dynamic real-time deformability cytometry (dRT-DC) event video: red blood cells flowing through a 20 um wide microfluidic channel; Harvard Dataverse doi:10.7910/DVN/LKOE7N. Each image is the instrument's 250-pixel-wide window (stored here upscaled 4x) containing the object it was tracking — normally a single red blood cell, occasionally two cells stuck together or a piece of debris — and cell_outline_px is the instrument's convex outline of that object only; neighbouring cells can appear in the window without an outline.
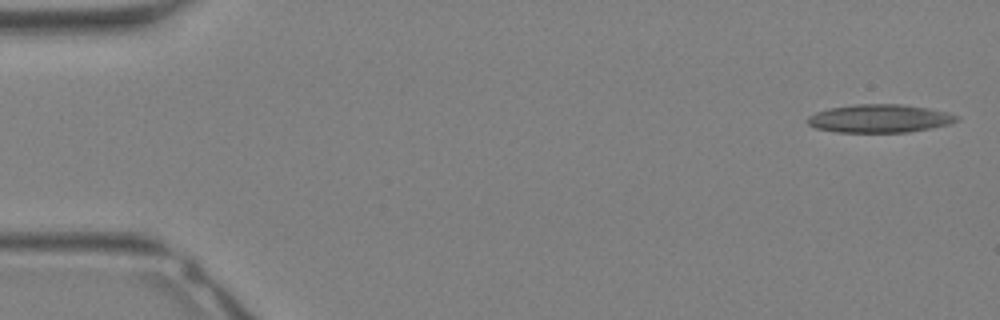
{"species": "Egyptian fruit bat (a non-hibernating species)", "species_latin": "Rousettus aegyptiacus", "temperature_condition": "warm", "stored_images_in_passage": 12, "camera_frame_rate_fps": 3000, "um_per_image_px": 0.085, "animal": {"sex": "female"}, "frame": {"image": 1, "passage_image": 1, "time_ms": 0.0, "image_size_px": [1000, 320], "cell_outline_px": [[960, 120], [948, 124], [908, 132], [836, 132], [816, 128], [808, 124], [804, 120], [808, 116], [816, 112], [828, 108], [852, 104], [900, 104], [928, 108], [948, 112], [960, 116]], "centroid_in_image_um": [74.73, 10.06], "position_along_channel_um": 10.3, "area_um2": 24.62}}
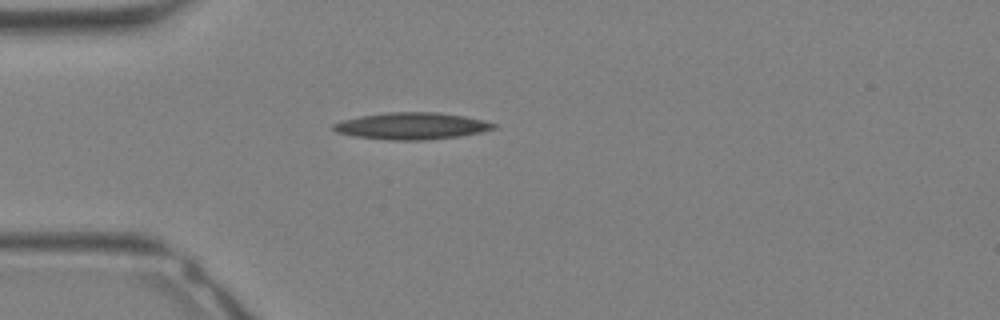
{"frame": {"image": 2, "passage_image": 9, "time_ms": 2.667, "image_size_px": [1000, 320], "cell_outline_px": [[496, 128], [480, 132], [460, 136], [424, 140], [388, 140], [352, 136], [336, 132], [332, 128], [332, 124], [344, 120], [360, 116], [388, 112], [440, 112], [464, 116], [484, 120], [496, 124]], "centroid_in_image_um": [34.98, 10.71], "position_along_channel_um": 50.0, "area_um2": 25.09}}
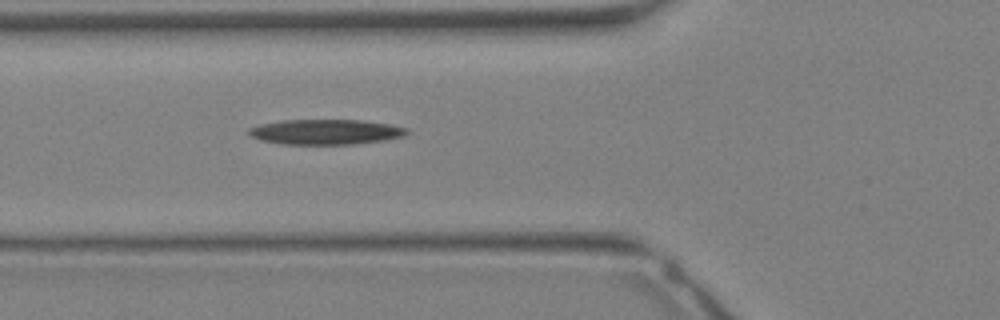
{"frame": {"image": 3, "passage_image": 12, "time_ms": 3.667, "image_size_px": [1000, 320], "cell_outline_px": [[408, 132], [404, 136], [384, 140], [352, 144], [280, 144], [260, 140], [252, 136], [248, 132], [248, 128], [260, 124], [284, 120], [364, 120], [392, 124], [408, 128]], "centroid_in_image_um": [27.7, 11.21], "position_along_channel_um": 98.1, "area_um2": 23.24}}